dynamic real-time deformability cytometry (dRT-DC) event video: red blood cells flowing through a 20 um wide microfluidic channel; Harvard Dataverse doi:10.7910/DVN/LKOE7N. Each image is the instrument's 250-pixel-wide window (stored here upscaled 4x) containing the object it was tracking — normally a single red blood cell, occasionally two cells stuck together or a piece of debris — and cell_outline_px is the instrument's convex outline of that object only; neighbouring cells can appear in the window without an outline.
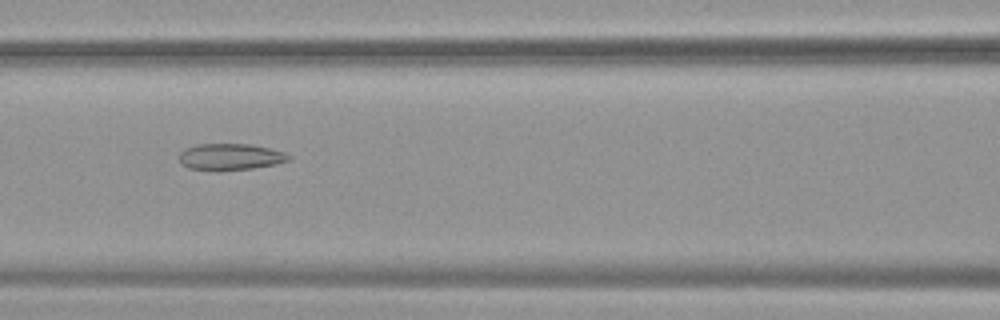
{"species": "common noctule bat (a hibernating species)", "species_latin": "Nyctalus noctula", "temperature_condition": "warm", "stored_images_in_passage": 53, "camera_frame_rate_fps": 3000, "um_per_image_px": 0.085, "animal": {"sex": "female", "body_mass_g": 19.9}, "frame": {"image": 1, "passage_image": 24, "time_ms": 7.667, "image_size_px": [1000, 320], "cell_outline_px": [[292, 160], [276, 164], [252, 168], [216, 172], [188, 168], [180, 164], [180, 152], [184, 148], [196, 144], [252, 144], [284, 152], [292, 156]], "centroid_in_image_um": [19.56, 13.34], "position_along_channel_um": 147.0, "area_um2": 17.34}}
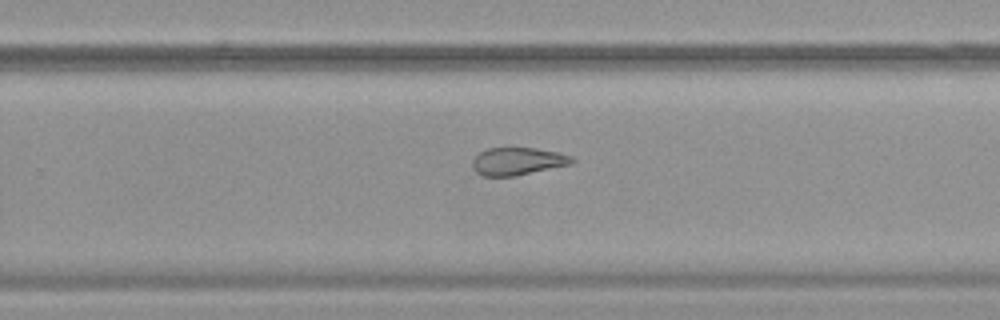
{"frame": {"image": 2, "passage_image": 35, "time_ms": 11.333, "image_size_px": [1000, 320], "cell_outline_px": [[576, 160], [572, 164], [516, 176], [484, 176], [476, 172], [472, 168], [472, 160], [480, 152], [488, 148], [536, 148], [556, 152], [572, 156]], "centroid_in_image_um": [44.01, 13.71], "position_along_channel_um": 285.8, "area_um2": 16.07}}
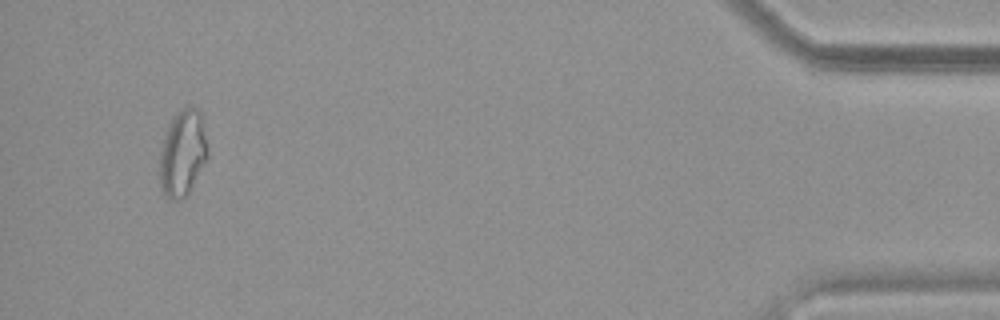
{"frame": {"image": 3, "passage_image": 51, "time_ms": 16.667, "image_size_px": [1000, 320], "cell_outline_px": [[208, 156], [188, 196], [172, 200], [160, 188], [160, 148], [164, 132], [168, 124], [176, 112], [184, 108], [196, 108], [200, 112], [208, 152]], "centroid_in_image_um": [15.5, 13.03], "position_along_channel_um": 419.7, "area_um2": 24.04}, "authors_computed_cell_mechanics": {"area_um2": 21.2704, "velocity_mm_per_s": 3.8066, "shape_relaxation_time_tau1_ms": null, "shape_relaxation_time_tau2_ms": 2.5703, "deformation_change_tau1": null, "deformation_change_tau2": 0.1124}}